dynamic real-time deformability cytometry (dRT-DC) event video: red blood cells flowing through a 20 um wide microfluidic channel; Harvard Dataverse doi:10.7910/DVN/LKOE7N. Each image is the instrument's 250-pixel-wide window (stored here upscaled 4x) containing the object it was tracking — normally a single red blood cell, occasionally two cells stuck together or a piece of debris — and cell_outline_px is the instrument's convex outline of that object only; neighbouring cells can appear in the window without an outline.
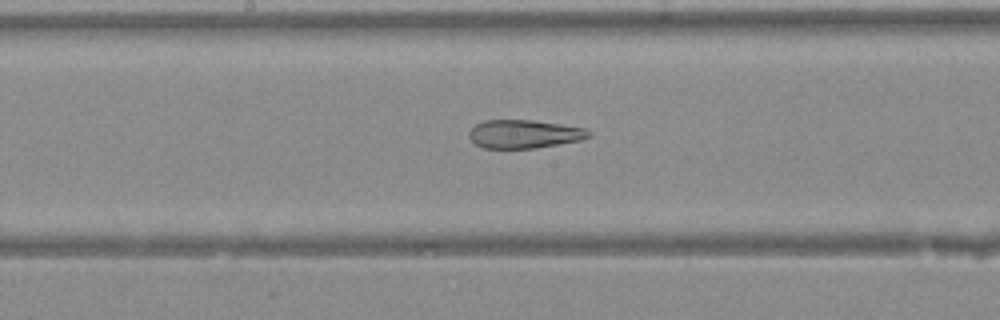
{"species": "Egyptian fruit bat (a non-hibernating species)", "species_latin": "Rousettus aegyptiacus", "temperature_condition": "warm", "stored_images_in_passage": 34, "camera_frame_rate_fps": 3000, "um_per_image_px": 0.085, "animal": {"sex": "female"}, "frame": {"image": 1, "passage_image": 15, "time_ms": 4.667, "image_size_px": [1000, 320], "cell_outline_px": [[592, 136], [580, 140], [536, 148], [484, 148], [476, 144], [468, 136], [468, 132], [476, 124], [484, 120], [532, 120], [560, 124], [584, 128], [592, 132]], "centroid_in_image_um": [44.56, 11.39], "position_along_channel_um": 203.6, "area_um2": 19.77}}
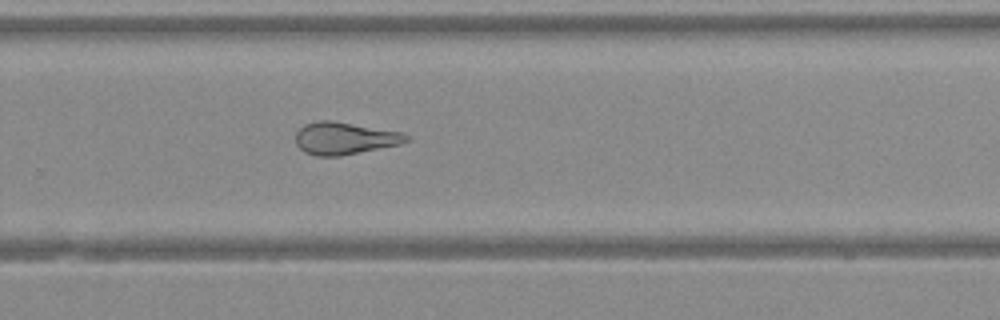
{"frame": {"image": 2, "passage_image": 21, "time_ms": 6.667, "image_size_px": [1000, 320], "cell_outline_px": [[408, 140], [400, 144], [340, 156], [316, 156], [304, 152], [296, 144], [296, 132], [304, 124], [316, 120], [332, 120], [404, 132], [408, 136]], "centroid_in_image_um": [29.27, 11.74], "position_along_channel_um": 300.5, "area_um2": 20.92}}
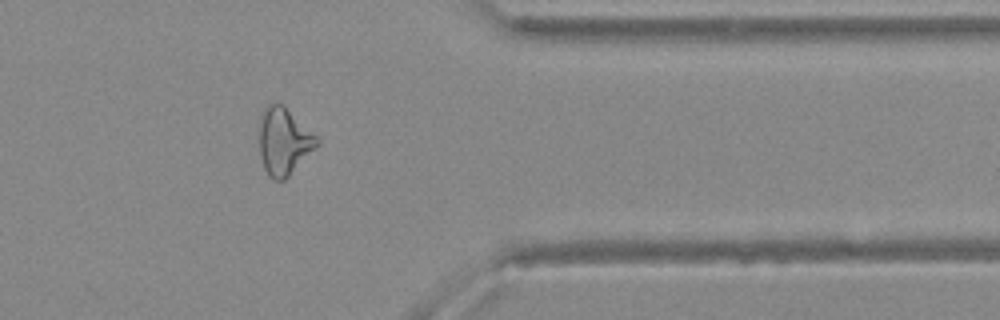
{"frame": {"image": 3, "passage_image": 27, "time_ms": 8.667, "image_size_px": [1000, 320], "cell_outline_px": [[320, 144], [284, 180], [276, 180], [268, 176], [264, 168], [260, 156], [260, 124], [264, 112], [268, 104], [280, 104], [316, 136], [320, 140]], "centroid_in_image_um": [24.13, 12.08], "position_along_channel_um": 387.3, "area_um2": 21.73}}